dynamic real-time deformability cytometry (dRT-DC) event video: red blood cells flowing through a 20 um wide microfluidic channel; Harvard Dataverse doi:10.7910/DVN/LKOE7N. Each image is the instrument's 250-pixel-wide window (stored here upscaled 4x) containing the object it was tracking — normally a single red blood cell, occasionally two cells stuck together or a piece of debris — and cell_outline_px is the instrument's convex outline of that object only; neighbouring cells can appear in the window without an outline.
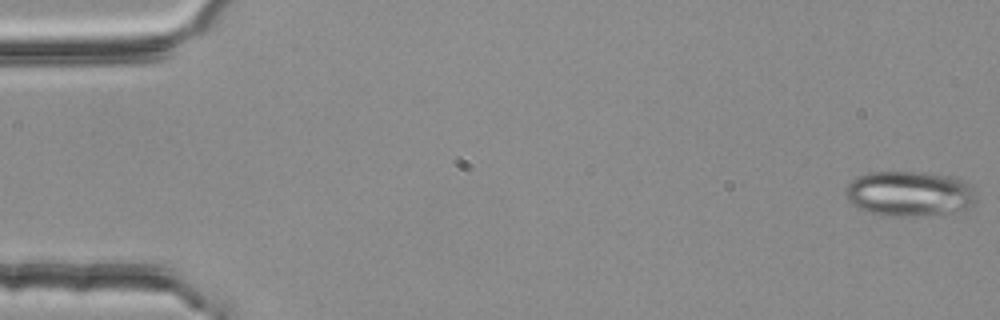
{"species": "common noctule bat (a hibernating species)", "species_latin": "Nyctalus noctula", "temperature_condition": "room temperature", "stored_images_in_passage": 6, "camera_frame_rate_fps": 3000, "um_per_image_px": 0.085, "animal": {"sex": "female", "body_mass_g": 25.1}, "frame": {"image": 1, "passage_image": 1, "time_ms": 0.0, "image_size_px": [1000, 320], "cell_outline_px": [[972, 204], [964, 208], [952, 212], [912, 216], [884, 216], [868, 212], [852, 204], [844, 196], [844, 188], [852, 180], [868, 172], [924, 172], [948, 176], [964, 180], [972, 184]], "centroid_in_image_um": [77.22, 16.45], "position_along_channel_um": 7.8, "area_um2": 34.16}}
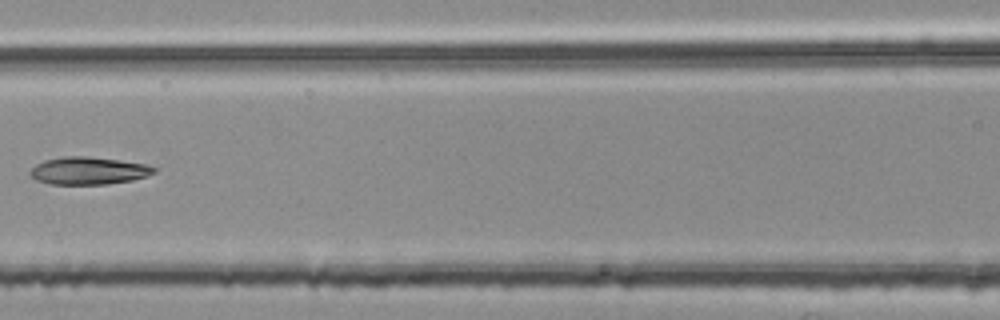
{"frame": {"image": 2, "passage_image": 6, "time_ms": 1.667, "image_size_px": [1000, 320], "cell_outline_px": [[156, 172], [148, 176], [132, 180], [108, 184], [52, 184], [36, 180], [28, 172], [36, 164], [44, 160], [64, 156], [88, 156], [144, 164], [156, 168]], "centroid_in_image_um": [7.51, 14.51], "position_along_channel_um": 159.1, "area_um2": 19.77}}